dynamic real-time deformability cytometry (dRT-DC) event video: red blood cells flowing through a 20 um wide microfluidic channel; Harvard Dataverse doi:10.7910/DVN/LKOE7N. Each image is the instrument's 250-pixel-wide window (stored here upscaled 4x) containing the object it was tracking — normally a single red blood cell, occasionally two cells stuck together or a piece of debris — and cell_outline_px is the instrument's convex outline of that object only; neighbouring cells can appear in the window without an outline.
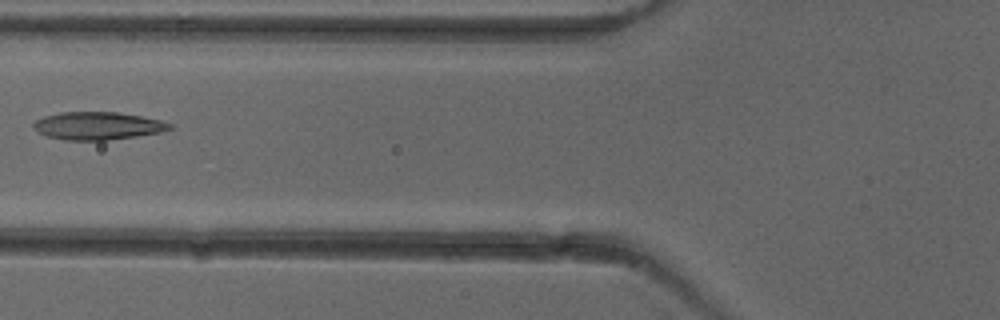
{"species": "common noctule bat (a hibernating species)", "species_latin": "Nyctalus noctula", "temperature_condition": "cold", "stored_images_in_passage": 6, "camera_frame_rate_fps": 3000, "um_per_image_px": 0.085, "animal": {"sex": "female"}, "frame": {"image": 1, "passage_image": 6, "time_ms": 6.0, "image_size_px": [1000, 320], "cell_outline_px": [[176, 128], [160, 132], [136, 136], [108, 140], [64, 140], [48, 136], [32, 128], [32, 124], [36, 120], [44, 116], [60, 112], [120, 112], [160, 120], [172, 124]], "centroid_in_image_um": [8.32, 10.69], "position_along_channel_um": 117.5, "area_um2": 22.08}}